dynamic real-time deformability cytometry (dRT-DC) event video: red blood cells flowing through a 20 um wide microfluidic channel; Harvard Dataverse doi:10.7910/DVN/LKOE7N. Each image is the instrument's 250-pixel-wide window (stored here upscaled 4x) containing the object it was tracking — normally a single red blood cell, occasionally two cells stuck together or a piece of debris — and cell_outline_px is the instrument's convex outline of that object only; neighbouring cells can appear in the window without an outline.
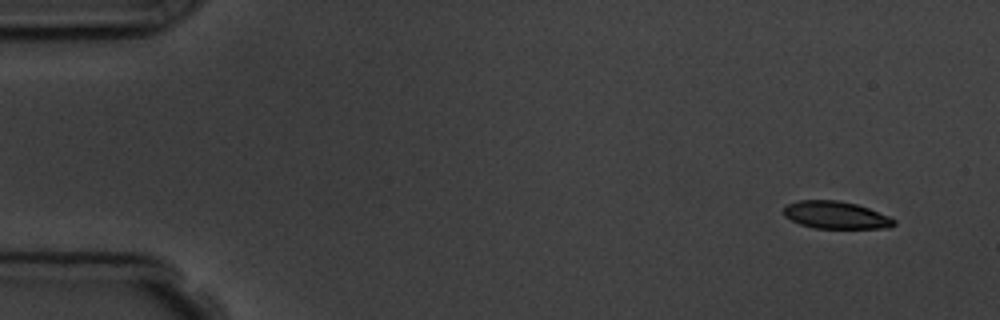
{"species": "common noctule bat (a hibernating species)", "species_latin": "Nyctalus noctula", "temperature_condition": "room temperature", "stored_images_in_passage": 8, "camera_frame_rate_fps": 3000, "um_per_image_px": 0.085, "animal": {"sex": "male", "body_mass_g": 19.5, "forearm_length_mm": 54.6}, "frame": {"image": 1, "passage_image": 1, "time_ms": 0.0, "image_size_px": [1000, 320], "cell_outline_px": [[896, 224], [888, 228], [812, 228], [800, 224], [784, 216], [784, 208], [788, 204], [800, 200], [840, 200], [856, 204], [868, 208], [888, 216], [896, 220]], "centroid_in_image_um": [71.05, 18.28], "position_along_channel_um": 14.0, "area_um2": 17.57}}
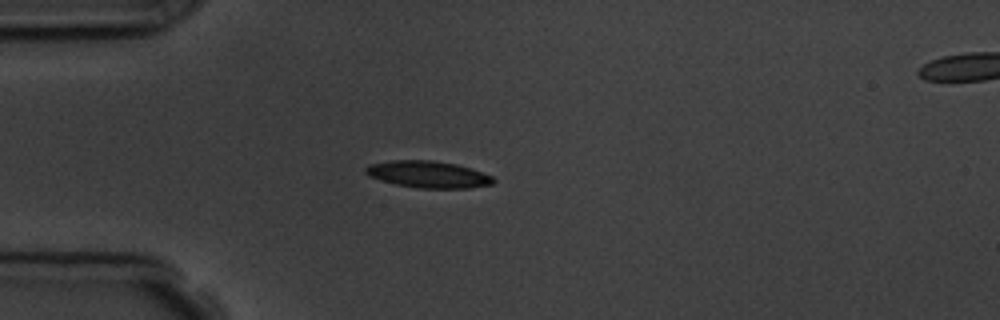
{"frame": {"image": 2, "passage_image": 4, "time_ms": 3.667, "image_size_px": [1000, 320], "cell_outline_px": [[496, 180], [492, 184], [468, 188], [416, 188], [396, 184], [368, 176], [364, 172], [364, 168], [368, 164], [392, 160], [432, 160], [456, 164], [492, 176]], "centroid_in_image_um": [36.34, 14.82], "position_along_channel_um": 48.7, "area_um2": 19.88}}